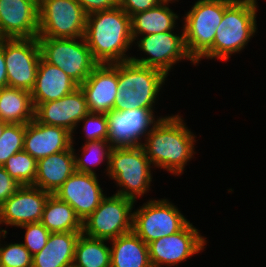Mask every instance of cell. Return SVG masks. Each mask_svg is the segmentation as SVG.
I'll use <instances>...</instances> for the list:
<instances>
[{"label": "cell", "mask_w": 266, "mask_h": 267, "mask_svg": "<svg viewBox=\"0 0 266 267\" xmlns=\"http://www.w3.org/2000/svg\"><path fill=\"white\" fill-rule=\"evenodd\" d=\"M181 115L161 118L146 135L141 146L152 166L172 175H182L195 150L196 136ZM191 159V160H190Z\"/></svg>", "instance_id": "1"}, {"label": "cell", "mask_w": 266, "mask_h": 267, "mask_svg": "<svg viewBox=\"0 0 266 267\" xmlns=\"http://www.w3.org/2000/svg\"><path fill=\"white\" fill-rule=\"evenodd\" d=\"M84 38L99 64L130 60L133 45L131 17L119 6L87 15Z\"/></svg>", "instance_id": "2"}, {"label": "cell", "mask_w": 266, "mask_h": 267, "mask_svg": "<svg viewBox=\"0 0 266 267\" xmlns=\"http://www.w3.org/2000/svg\"><path fill=\"white\" fill-rule=\"evenodd\" d=\"M257 0H234L224 11L221 24L216 28L213 46L202 59L228 61L240 53L257 33Z\"/></svg>", "instance_id": "3"}, {"label": "cell", "mask_w": 266, "mask_h": 267, "mask_svg": "<svg viewBox=\"0 0 266 267\" xmlns=\"http://www.w3.org/2000/svg\"><path fill=\"white\" fill-rule=\"evenodd\" d=\"M166 78L167 76L158 69L142 66L130 60L119 62L114 110L117 112L138 108L154 110Z\"/></svg>", "instance_id": "4"}, {"label": "cell", "mask_w": 266, "mask_h": 267, "mask_svg": "<svg viewBox=\"0 0 266 267\" xmlns=\"http://www.w3.org/2000/svg\"><path fill=\"white\" fill-rule=\"evenodd\" d=\"M153 167L141 145L112 148L107 176L119 187L115 194L137 202L151 189Z\"/></svg>", "instance_id": "5"}, {"label": "cell", "mask_w": 266, "mask_h": 267, "mask_svg": "<svg viewBox=\"0 0 266 267\" xmlns=\"http://www.w3.org/2000/svg\"><path fill=\"white\" fill-rule=\"evenodd\" d=\"M234 0H197L183 16L185 45L197 62L212 46L225 9Z\"/></svg>", "instance_id": "6"}, {"label": "cell", "mask_w": 266, "mask_h": 267, "mask_svg": "<svg viewBox=\"0 0 266 267\" xmlns=\"http://www.w3.org/2000/svg\"><path fill=\"white\" fill-rule=\"evenodd\" d=\"M41 58L62 69L78 85H81L99 65L81 38H37Z\"/></svg>", "instance_id": "7"}, {"label": "cell", "mask_w": 266, "mask_h": 267, "mask_svg": "<svg viewBox=\"0 0 266 267\" xmlns=\"http://www.w3.org/2000/svg\"><path fill=\"white\" fill-rule=\"evenodd\" d=\"M190 221L171 201L149 199L133 210L132 231L147 245L181 231Z\"/></svg>", "instance_id": "8"}, {"label": "cell", "mask_w": 266, "mask_h": 267, "mask_svg": "<svg viewBox=\"0 0 266 267\" xmlns=\"http://www.w3.org/2000/svg\"><path fill=\"white\" fill-rule=\"evenodd\" d=\"M87 14L77 0H39L37 38H81Z\"/></svg>", "instance_id": "9"}, {"label": "cell", "mask_w": 266, "mask_h": 267, "mask_svg": "<svg viewBox=\"0 0 266 267\" xmlns=\"http://www.w3.org/2000/svg\"><path fill=\"white\" fill-rule=\"evenodd\" d=\"M134 206L133 200L121 195L105 196L97 209L83 221L82 233L109 242L131 232Z\"/></svg>", "instance_id": "10"}, {"label": "cell", "mask_w": 266, "mask_h": 267, "mask_svg": "<svg viewBox=\"0 0 266 267\" xmlns=\"http://www.w3.org/2000/svg\"><path fill=\"white\" fill-rule=\"evenodd\" d=\"M174 31L136 37L133 40V44L135 43L139 51L148 56L139 57L140 59L136 56H131L130 61L142 66L158 69L167 77L173 65L179 61L181 62V60H188L196 66V62L187 52L184 30L182 29V34L179 32L176 34Z\"/></svg>", "instance_id": "11"}, {"label": "cell", "mask_w": 266, "mask_h": 267, "mask_svg": "<svg viewBox=\"0 0 266 267\" xmlns=\"http://www.w3.org/2000/svg\"><path fill=\"white\" fill-rule=\"evenodd\" d=\"M8 86L31 92L41 59L37 37L4 39Z\"/></svg>", "instance_id": "12"}, {"label": "cell", "mask_w": 266, "mask_h": 267, "mask_svg": "<svg viewBox=\"0 0 266 267\" xmlns=\"http://www.w3.org/2000/svg\"><path fill=\"white\" fill-rule=\"evenodd\" d=\"M207 240L192 223L181 231L148 244L152 267H172L204 251Z\"/></svg>", "instance_id": "13"}, {"label": "cell", "mask_w": 266, "mask_h": 267, "mask_svg": "<svg viewBox=\"0 0 266 267\" xmlns=\"http://www.w3.org/2000/svg\"><path fill=\"white\" fill-rule=\"evenodd\" d=\"M154 110L129 109L117 112H108V137L107 141L112 148L135 147L142 144V140L153 126L166 116L154 115ZM143 137V139H142Z\"/></svg>", "instance_id": "14"}, {"label": "cell", "mask_w": 266, "mask_h": 267, "mask_svg": "<svg viewBox=\"0 0 266 267\" xmlns=\"http://www.w3.org/2000/svg\"><path fill=\"white\" fill-rule=\"evenodd\" d=\"M50 195L51 193L32 185L21 186L0 206V225L19 228L40 222ZM0 232H7V229L0 227Z\"/></svg>", "instance_id": "15"}, {"label": "cell", "mask_w": 266, "mask_h": 267, "mask_svg": "<svg viewBox=\"0 0 266 267\" xmlns=\"http://www.w3.org/2000/svg\"><path fill=\"white\" fill-rule=\"evenodd\" d=\"M98 178L95 174L75 171L53 195L67 202L83 222L106 196Z\"/></svg>", "instance_id": "16"}, {"label": "cell", "mask_w": 266, "mask_h": 267, "mask_svg": "<svg viewBox=\"0 0 266 267\" xmlns=\"http://www.w3.org/2000/svg\"><path fill=\"white\" fill-rule=\"evenodd\" d=\"M89 112L85 96L78 87L60 99L40 103L34 109V118L42 124L67 129L73 135L79 121Z\"/></svg>", "instance_id": "17"}, {"label": "cell", "mask_w": 266, "mask_h": 267, "mask_svg": "<svg viewBox=\"0 0 266 267\" xmlns=\"http://www.w3.org/2000/svg\"><path fill=\"white\" fill-rule=\"evenodd\" d=\"M39 0H0V38L38 37Z\"/></svg>", "instance_id": "18"}, {"label": "cell", "mask_w": 266, "mask_h": 267, "mask_svg": "<svg viewBox=\"0 0 266 267\" xmlns=\"http://www.w3.org/2000/svg\"><path fill=\"white\" fill-rule=\"evenodd\" d=\"M79 87L90 112L107 114L114 110L118 89V63L99 64Z\"/></svg>", "instance_id": "19"}, {"label": "cell", "mask_w": 266, "mask_h": 267, "mask_svg": "<svg viewBox=\"0 0 266 267\" xmlns=\"http://www.w3.org/2000/svg\"><path fill=\"white\" fill-rule=\"evenodd\" d=\"M72 136L67 129L42 124L34 118L26 124L23 150L39 160L68 150L72 146Z\"/></svg>", "instance_id": "20"}, {"label": "cell", "mask_w": 266, "mask_h": 267, "mask_svg": "<svg viewBox=\"0 0 266 267\" xmlns=\"http://www.w3.org/2000/svg\"><path fill=\"white\" fill-rule=\"evenodd\" d=\"M78 87L79 85L62 69L41 58L36 74V82L31 91L34 109L40 103L60 99Z\"/></svg>", "instance_id": "21"}, {"label": "cell", "mask_w": 266, "mask_h": 267, "mask_svg": "<svg viewBox=\"0 0 266 267\" xmlns=\"http://www.w3.org/2000/svg\"><path fill=\"white\" fill-rule=\"evenodd\" d=\"M72 136V146L65 151L37 160V172L32 186L54 194L76 171Z\"/></svg>", "instance_id": "22"}, {"label": "cell", "mask_w": 266, "mask_h": 267, "mask_svg": "<svg viewBox=\"0 0 266 267\" xmlns=\"http://www.w3.org/2000/svg\"><path fill=\"white\" fill-rule=\"evenodd\" d=\"M81 233H50L45 247L32 256V267H72L75 245Z\"/></svg>", "instance_id": "23"}, {"label": "cell", "mask_w": 266, "mask_h": 267, "mask_svg": "<svg viewBox=\"0 0 266 267\" xmlns=\"http://www.w3.org/2000/svg\"><path fill=\"white\" fill-rule=\"evenodd\" d=\"M110 242V267H152L148 245L133 231Z\"/></svg>", "instance_id": "24"}, {"label": "cell", "mask_w": 266, "mask_h": 267, "mask_svg": "<svg viewBox=\"0 0 266 267\" xmlns=\"http://www.w3.org/2000/svg\"><path fill=\"white\" fill-rule=\"evenodd\" d=\"M179 15L169 8V3L161 2L147 11L131 17L133 40L138 36L173 31Z\"/></svg>", "instance_id": "25"}, {"label": "cell", "mask_w": 266, "mask_h": 267, "mask_svg": "<svg viewBox=\"0 0 266 267\" xmlns=\"http://www.w3.org/2000/svg\"><path fill=\"white\" fill-rule=\"evenodd\" d=\"M33 119L31 92L9 86L0 89V120L12 124H27Z\"/></svg>", "instance_id": "26"}, {"label": "cell", "mask_w": 266, "mask_h": 267, "mask_svg": "<svg viewBox=\"0 0 266 267\" xmlns=\"http://www.w3.org/2000/svg\"><path fill=\"white\" fill-rule=\"evenodd\" d=\"M40 223L51 233L82 232L83 222L75 210L51 194L45 204Z\"/></svg>", "instance_id": "27"}, {"label": "cell", "mask_w": 266, "mask_h": 267, "mask_svg": "<svg viewBox=\"0 0 266 267\" xmlns=\"http://www.w3.org/2000/svg\"><path fill=\"white\" fill-rule=\"evenodd\" d=\"M107 240L80 234L72 267H110V247Z\"/></svg>", "instance_id": "28"}, {"label": "cell", "mask_w": 266, "mask_h": 267, "mask_svg": "<svg viewBox=\"0 0 266 267\" xmlns=\"http://www.w3.org/2000/svg\"><path fill=\"white\" fill-rule=\"evenodd\" d=\"M81 154L76 153V149L73 146L75 169L77 172L96 174V171L92 168L100 165L102 162L107 163V167L104 173L107 174L109 168V158L112 150V146L106 140L99 141H87L82 144ZM106 158V159H105ZM94 166V167H93Z\"/></svg>", "instance_id": "29"}, {"label": "cell", "mask_w": 266, "mask_h": 267, "mask_svg": "<svg viewBox=\"0 0 266 267\" xmlns=\"http://www.w3.org/2000/svg\"><path fill=\"white\" fill-rule=\"evenodd\" d=\"M3 167L21 186L34 184L37 172V160L26 151L22 150L12 155Z\"/></svg>", "instance_id": "30"}, {"label": "cell", "mask_w": 266, "mask_h": 267, "mask_svg": "<svg viewBox=\"0 0 266 267\" xmlns=\"http://www.w3.org/2000/svg\"><path fill=\"white\" fill-rule=\"evenodd\" d=\"M26 124L9 123L0 137V166L17 152L23 150Z\"/></svg>", "instance_id": "31"}, {"label": "cell", "mask_w": 266, "mask_h": 267, "mask_svg": "<svg viewBox=\"0 0 266 267\" xmlns=\"http://www.w3.org/2000/svg\"><path fill=\"white\" fill-rule=\"evenodd\" d=\"M8 232H0V241L7 237ZM0 267H32V255L21 243L0 242Z\"/></svg>", "instance_id": "32"}, {"label": "cell", "mask_w": 266, "mask_h": 267, "mask_svg": "<svg viewBox=\"0 0 266 267\" xmlns=\"http://www.w3.org/2000/svg\"><path fill=\"white\" fill-rule=\"evenodd\" d=\"M82 122V131L85 135L84 139H86L84 140L85 142L99 140L107 141L108 121L106 114L89 112L79 121V123Z\"/></svg>", "instance_id": "33"}, {"label": "cell", "mask_w": 266, "mask_h": 267, "mask_svg": "<svg viewBox=\"0 0 266 267\" xmlns=\"http://www.w3.org/2000/svg\"><path fill=\"white\" fill-rule=\"evenodd\" d=\"M20 228L25 229L24 243L22 241V244L32 256L45 247L51 232L40 222L25 224L20 226Z\"/></svg>", "instance_id": "34"}, {"label": "cell", "mask_w": 266, "mask_h": 267, "mask_svg": "<svg viewBox=\"0 0 266 267\" xmlns=\"http://www.w3.org/2000/svg\"><path fill=\"white\" fill-rule=\"evenodd\" d=\"M160 3V0H118V6L130 17L136 13L147 11Z\"/></svg>", "instance_id": "35"}, {"label": "cell", "mask_w": 266, "mask_h": 267, "mask_svg": "<svg viewBox=\"0 0 266 267\" xmlns=\"http://www.w3.org/2000/svg\"><path fill=\"white\" fill-rule=\"evenodd\" d=\"M20 187L21 185L5 171L4 167L0 166V206Z\"/></svg>", "instance_id": "36"}, {"label": "cell", "mask_w": 266, "mask_h": 267, "mask_svg": "<svg viewBox=\"0 0 266 267\" xmlns=\"http://www.w3.org/2000/svg\"><path fill=\"white\" fill-rule=\"evenodd\" d=\"M85 13L91 14L97 11L110 10L118 6V0H77Z\"/></svg>", "instance_id": "37"}, {"label": "cell", "mask_w": 266, "mask_h": 267, "mask_svg": "<svg viewBox=\"0 0 266 267\" xmlns=\"http://www.w3.org/2000/svg\"><path fill=\"white\" fill-rule=\"evenodd\" d=\"M8 86L6 63L4 57V39L0 40V89Z\"/></svg>", "instance_id": "38"}, {"label": "cell", "mask_w": 266, "mask_h": 267, "mask_svg": "<svg viewBox=\"0 0 266 267\" xmlns=\"http://www.w3.org/2000/svg\"><path fill=\"white\" fill-rule=\"evenodd\" d=\"M9 123L0 120V137L3 134L4 128L8 125Z\"/></svg>", "instance_id": "39"}, {"label": "cell", "mask_w": 266, "mask_h": 267, "mask_svg": "<svg viewBox=\"0 0 266 267\" xmlns=\"http://www.w3.org/2000/svg\"><path fill=\"white\" fill-rule=\"evenodd\" d=\"M161 2H167V3H174V2H178L179 0H160Z\"/></svg>", "instance_id": "40"}]
</instances>
